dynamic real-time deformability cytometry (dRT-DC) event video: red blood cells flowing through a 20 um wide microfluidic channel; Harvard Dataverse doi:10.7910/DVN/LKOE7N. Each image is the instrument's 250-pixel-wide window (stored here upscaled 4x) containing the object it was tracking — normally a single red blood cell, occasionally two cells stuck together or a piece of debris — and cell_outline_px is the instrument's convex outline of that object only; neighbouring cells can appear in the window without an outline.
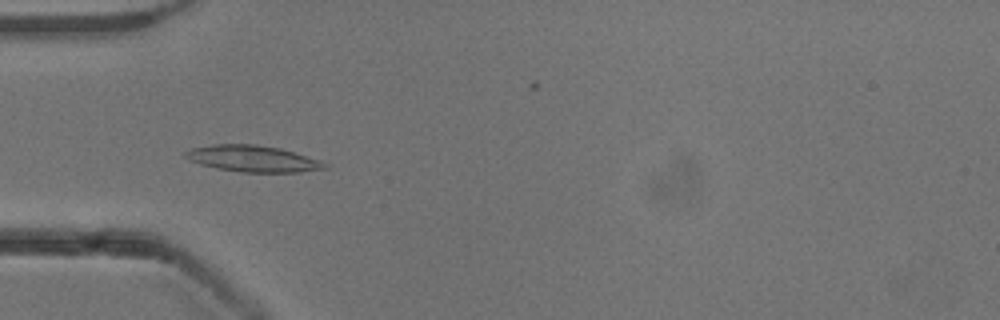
{"species": "common noctule bat (a hibernating species)", "species_latin": "Nyctalus noctula", "temperature_condition": "cold", "stored_images_in_passage": 26, "camera_frame_rate_fps": 3000, "um_per_image_px": 0.085, "animal": {"sex": "male", "body_mass_g": 13.3}, "frame": {"image": 1, "passage_image": 3, "time_ms": 0.667, "image_size_px": [1000, 320], "cell_outline_px": [[328, 168], [300, 172], [240, 172], [216, 168], [200, 164], [188, 160], [184, 156], [184, 152], [192, 148], [212, 144], [256, 144], [280, 148], [320, 160], [328, 164]], "centroid_in_image_um": [21.47, 13.48], "position_along_channel_um": 63.5, "area_um2": 21.5}}
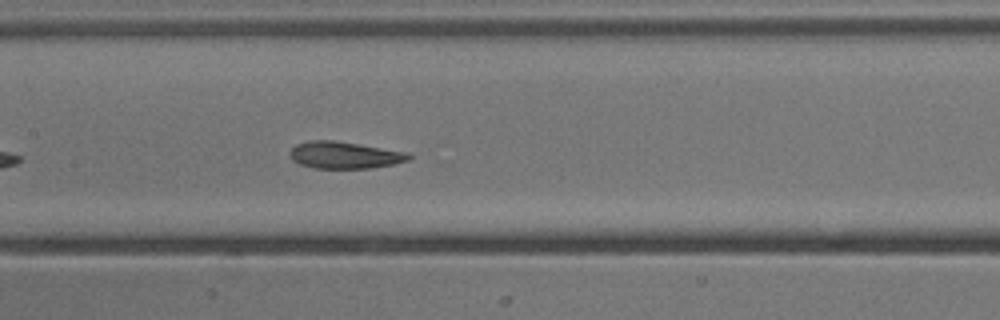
{"frame": {"image": 2, "passage_image": 12, "time_ms": 3.667, "image_size_px": [1000, 320], "cell_outline_px": [[412, 156], [408, 160], [392, 164], [372, 168], [312, 168], [300, 164], [292, 160], [288, 152], [296, 144], [312, 140], [332, 140], [408, 152]], "centroid_in_image_um": [29.25, 13.18], "position_along_channel_um": 178.1, "area_um2": 18.55}}
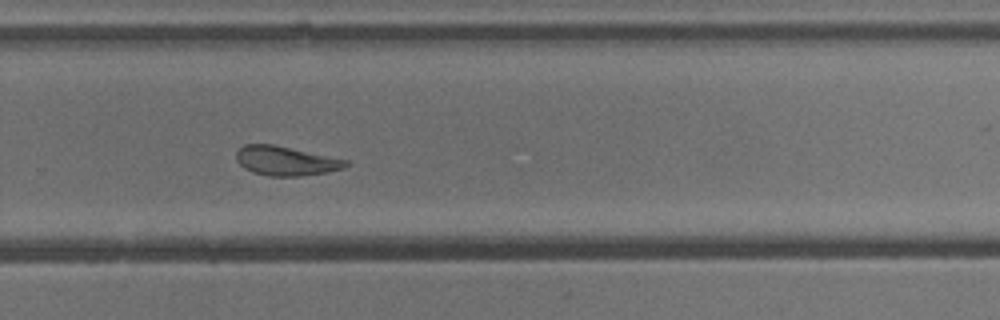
{"frame": {"image": 3, "passage_image": 22, "time_ms": 7.0, "image_size_px": [1000, 320], "cell_outline_px": [[348, 164], [344, 168], [328, 172], [300, 176], [268, 176], [252, 172], [244, 168], [236, 160], [236, 152], [244, 144], [272, 144], [348, 160]], "centroid_in_image_um": [24.27, 13.68], "position_along_channel_um": 305.5, "area_um2": 18.61}}